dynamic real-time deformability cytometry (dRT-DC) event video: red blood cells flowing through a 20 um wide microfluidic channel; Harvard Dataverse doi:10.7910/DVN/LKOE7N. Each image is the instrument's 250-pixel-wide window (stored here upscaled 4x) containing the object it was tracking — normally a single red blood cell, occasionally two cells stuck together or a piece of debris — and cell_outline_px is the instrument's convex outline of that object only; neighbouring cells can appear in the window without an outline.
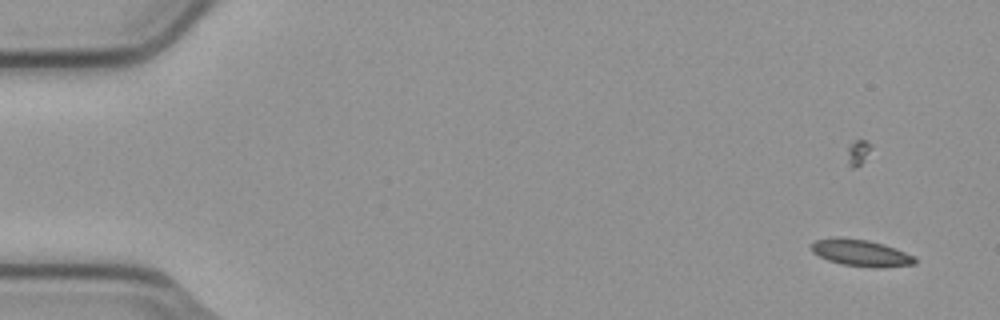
{"species": "common noctule bat (a hibernating species)", "species_latin": "Nyctalus noctula", "temperature_condition": "cold", "stored_images_in_passage": 6, "camera_frame_rate_fps": 3000, "um_per_image_px": 0.085, "animal": {"sex": "male", "body_mass_g": 23.1, "forearm_length_mm": 52.7}, "frame": {"image": 1, "passage_image": 1, "time_ms": 0.0, "image_size_px": [1000, 320], "cell_outline_px": [[916, 264], [884, 268], [872, 268], [844, 264], [828, 260], [812, 252], [812, 244], [816, 240], [868, 240], [904, 252], [912, 256], [916, 260]], "centroid_in_image_um": [73.24, 21.56], "position_along_channel_um": 11.8, "area_um2": 15.14}}
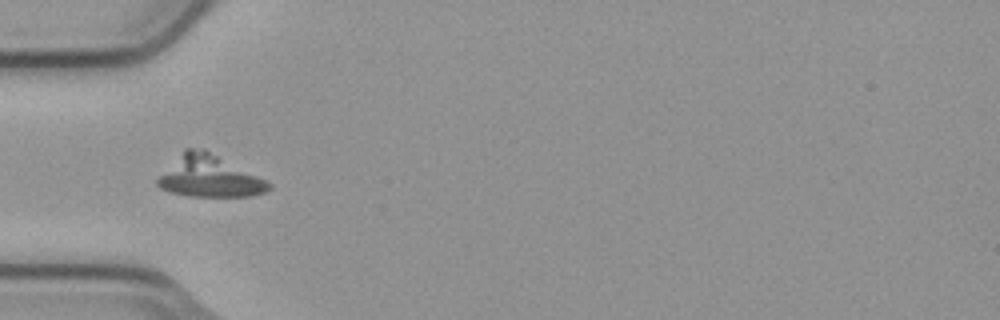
{"frame": {"image": 2, "passage_image": 5, "time_ms": 1.333, "image_size_px": [1000, 320], "cell_outline_px": [[272, 188], [264, 192], [252, 196], [188, 196], [168, 192], [160, 188], [156, 184], [156, 176], [184, 148], [204, 148], [272, 184]], "centroid_in_image_um": [17.7, 14.99], "position_along_channel_um": 67.3, "area_um2": 27.11}}
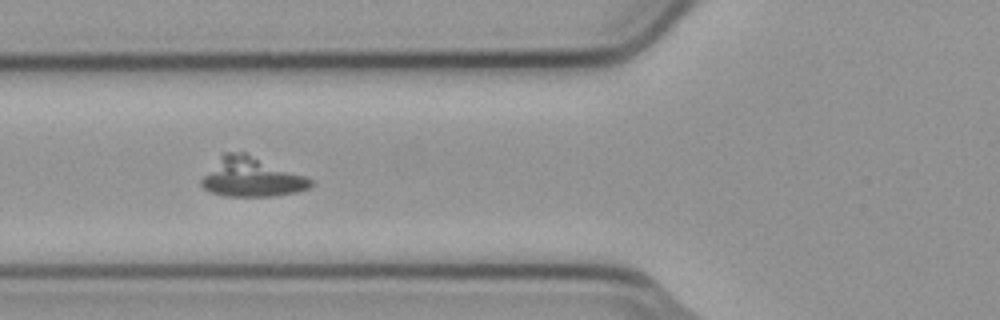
{"frame": {"image": 3, "passage_image": 6, "time_ms": 1.667, "image_size_px": [1000, 320], "cell_outline_px": [[316, 184], [312, 188], [296, 192], [272, 196], [224, 196], [208, 192], [200, 184], [200, 180], [220, 156], [224, 152], [244, 152], [304, 176], [312, 180]], "centroid_in_image_um": [21.37, 15.08], "position_along_channel_um": 104.4, "area_um2": 24.91}}